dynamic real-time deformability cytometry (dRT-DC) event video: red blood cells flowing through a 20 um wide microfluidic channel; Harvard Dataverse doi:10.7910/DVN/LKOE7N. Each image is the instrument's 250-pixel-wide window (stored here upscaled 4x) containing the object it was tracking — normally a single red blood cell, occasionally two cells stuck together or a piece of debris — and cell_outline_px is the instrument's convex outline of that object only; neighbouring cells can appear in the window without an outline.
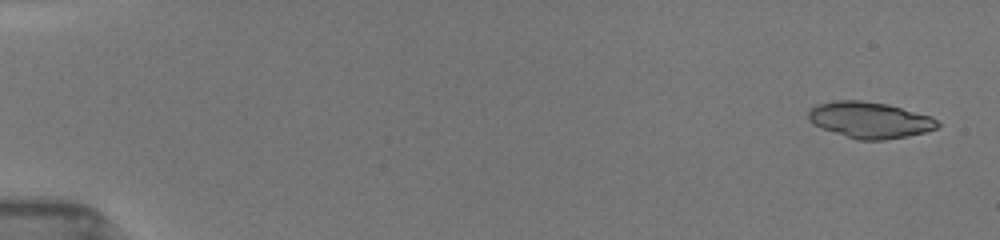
{"species": "common noctule bat (a hibernating species)", "species_latin": "Nyctalus noctula", "temperature_condition": "room temperature", "stored_images_in_passage": 8, "camera_frame_rate_fps": 3000, "um_per_image_px": 0.085, "animal": {"sex": "female", "body_mass_g": 19.5, "forearm_length_mm": 54.1}, "frame": {"image": 1, "passage_image": 1, "time_ms": 0.0, "image_size_px": [1000, 240], "cell_outline_px": [[940, 124], [936, 128], [924, 132], [884, 140], [860, 140], [812, 124], [808, 120], [808, 112], [816, 104], [836, 100], [860, 100], [888, 104], [932, 116]], "centroid_in_image_um": [73.93, 10.18], "position_along_channel_um": 11.1, "area_um2": 26.93}}
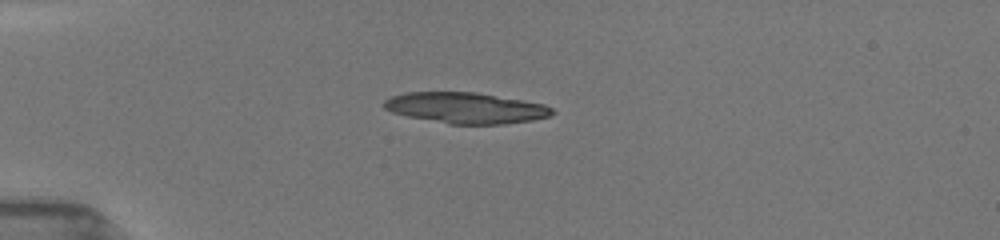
{"frame": {"image": 2, "passage_image": 7, "time_ms": 4.0, "image_size_px": [1000, 240], "cell_outline_px": [[552, 112], [548, 116], [532, 120], [504, 124], [452, 124], [408, 116], [392, 112], [384, 108], [384, 100], [392, 96], [404, 92], [476, 92], [544, 104], [552, 108]], "centroid_in_image_um": [39.56, 9.17], "position_along_channel_um": 45.4, "area_um2": 29.94}}